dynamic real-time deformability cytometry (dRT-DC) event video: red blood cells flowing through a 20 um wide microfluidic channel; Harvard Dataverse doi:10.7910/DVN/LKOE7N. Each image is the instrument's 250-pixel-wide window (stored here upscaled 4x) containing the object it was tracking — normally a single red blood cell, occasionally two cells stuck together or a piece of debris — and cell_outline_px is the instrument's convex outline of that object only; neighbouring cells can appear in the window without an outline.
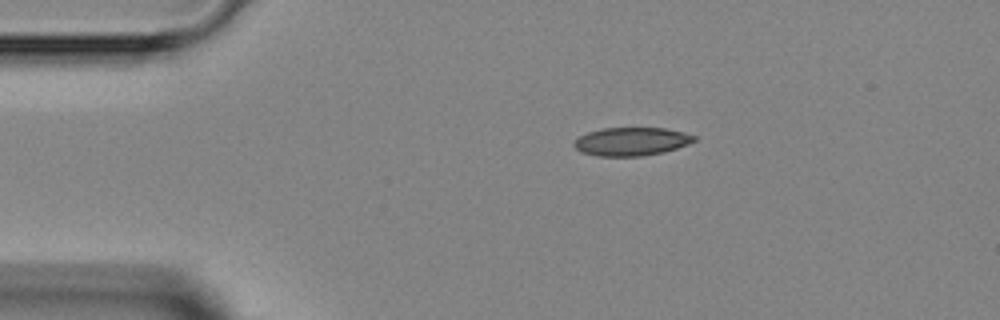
{"species": "Egyptian fruit bat (a non-hibernating species)", "species_latin": "Rousettus aegyptiacus", "temperature_condition": "room temperature", "stored_images_in_passage": 1, "camera_frame_rate_fps": 3000, "um_per_image_px": 0.085, "animal": {"sex": "female"}, "frame": {"image": 1, "passage_image": 1, "time_ms": 0.0, "image_size_px": [1000, 320], "cell_outline_px": [[696, 140], [688, 144], [664, 152], [640, 156], [596, 156], [580, 152], [572, 144], [580, 136], [588, 132], [604, 128], [664, 128], [684, 132], [696, 136]], "centroid_in_image_um": [53.67, 12.03], "position_along_channel_um": 31.3, "area_um2": 19.77}}